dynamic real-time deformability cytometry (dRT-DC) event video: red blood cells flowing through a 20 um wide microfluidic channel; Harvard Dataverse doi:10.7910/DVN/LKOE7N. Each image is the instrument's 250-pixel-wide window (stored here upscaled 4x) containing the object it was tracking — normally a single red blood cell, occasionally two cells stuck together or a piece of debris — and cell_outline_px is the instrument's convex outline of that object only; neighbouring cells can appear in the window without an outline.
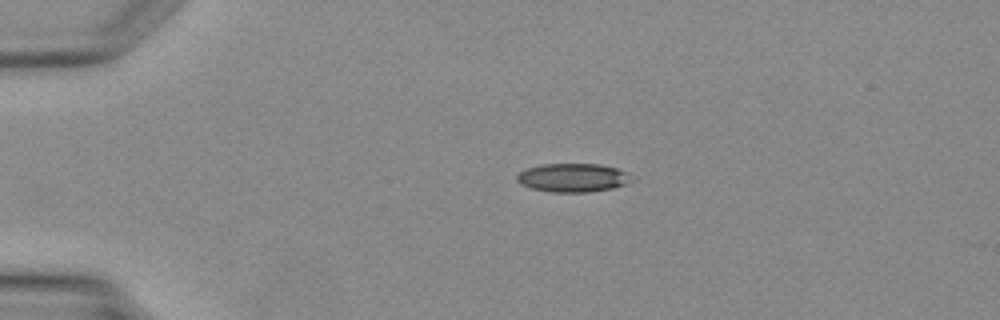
{"species": "Egyptian fruit bat (a non-hibernating species)", "species_latin": "Rousettus aegyptiacus", "temperature_condition": "warm", "stored_images_in_passage": 2, "camera_frame_rate_fps": 3000, "um_per_image_px": 0.085, "animal": {"sex": "female"}, "frame": {"image": 1, "passage_image": 1, "time_ms": 0.0, "image_size_px": [1000, 320], "cell_outline_px": [[636, 180], [612, 188], [588, 192], [552, 192], [532, 188], [520, 184], [516, 180], [516, 176], [524, 168], [540, 164], [600, 164], [616, 168], [628, 172], [636, 176]], "centroid_in_image_um": [48.73, 15.09], "position_along_channel_um": 36.3, "area_um2": 19.42}}